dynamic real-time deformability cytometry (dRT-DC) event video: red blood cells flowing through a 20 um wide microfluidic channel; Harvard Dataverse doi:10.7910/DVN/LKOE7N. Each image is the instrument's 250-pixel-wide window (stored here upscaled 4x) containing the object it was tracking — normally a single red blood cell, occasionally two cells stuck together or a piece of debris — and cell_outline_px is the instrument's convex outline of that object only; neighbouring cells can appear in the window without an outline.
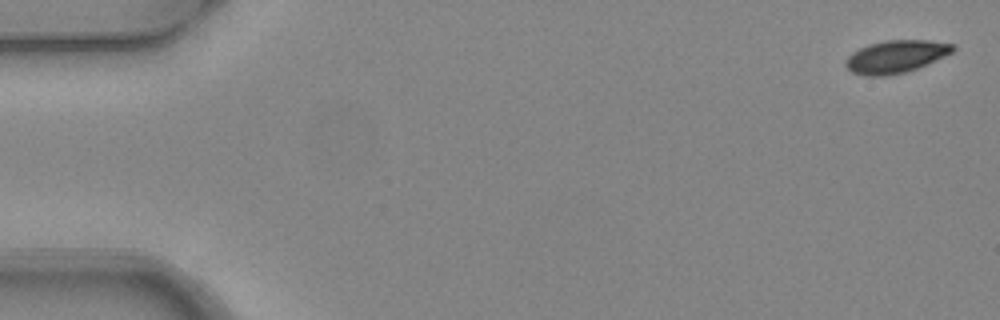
{"species": "common noctule bat (a hibernating species)", "species_latin": "Nyctalus noctula", "temperature_condition": "warm", "stored_images_in_passage": 7, "camera_frame_rate_fps": 3000, "um_per_image_px": 0.085, "animal": {"sex": "female", "body_mass_g": 24.6, "forearm_length_mm": 56.2}, "frame": {"image": 1, "passage_image": 1, "time_ms": 0.0, "image_size_px": [1000, 320], "cell_outline_px": [[956, 48], [952, 52], [928, 64], [908, 72], [884, 76], [864, 76], [852, 72], [844, 64], [844, 60], [852, 52], [868, 44], [888, 40], [928, 40], [956, 44]], "centroid_in_image_um": [76.15, 4.81], "position_along_channel_um": 8.9, "area_um2": 20.58}}
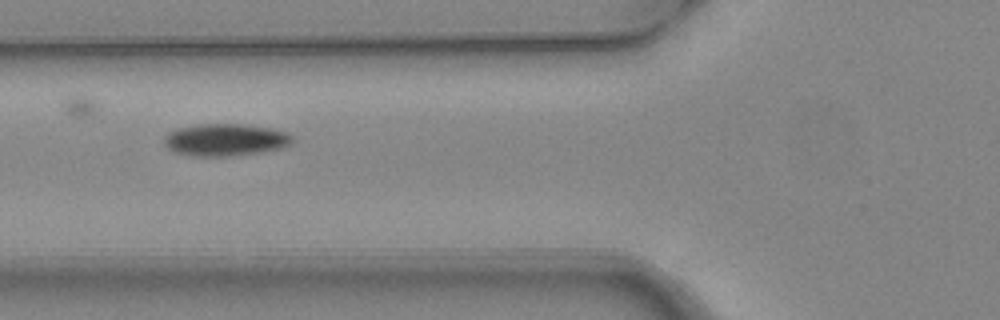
{"frame": {"image": 2, "passage_image": 5, "time_ms": 1.333, "image_size_px": [1000, 320], "cell_outline_px": [[292, 144], [284, 148], [260, 152], [228, 156], [192, 156], [176, 152], [168, 148], [164, 144], [164, 136], [168, 132], [180, 128], [200, 124], [244, 124], [272, 128], [288, 132], [292, 136]], "centroid_in_image_um": [19.19, 11.88], "position_along_channel_um": 106.6, "area_um2": 24.16}}
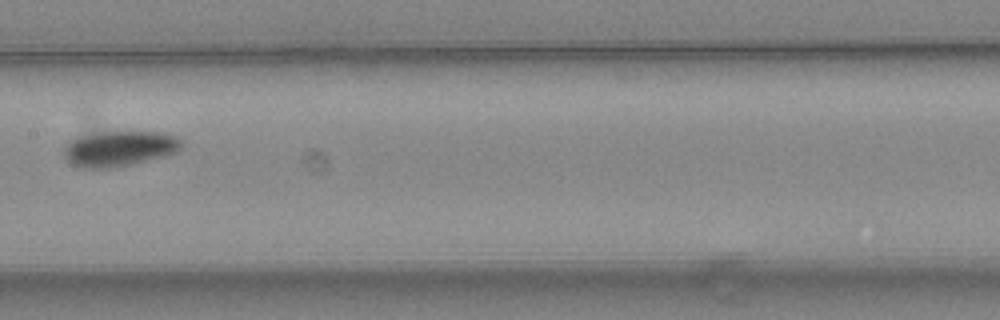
{"frame": {"image": 3, "passage_image": 7, "time_ms": 2.0, "image_size_px": [1000, 320], "cell_outline_px": [[184, 144], [176, 152], [164, 156], [132, 164], [108, 168], [88, 168], [76, 164], [68, 160], [64, 156], [64, 148], [72, 140], [88, 132], [156, 132], [176, 136]], "centroid_in_image_um": [10.16, 12.61], "position_along_channel_um": 197.2, "area_um2": 23.93}}